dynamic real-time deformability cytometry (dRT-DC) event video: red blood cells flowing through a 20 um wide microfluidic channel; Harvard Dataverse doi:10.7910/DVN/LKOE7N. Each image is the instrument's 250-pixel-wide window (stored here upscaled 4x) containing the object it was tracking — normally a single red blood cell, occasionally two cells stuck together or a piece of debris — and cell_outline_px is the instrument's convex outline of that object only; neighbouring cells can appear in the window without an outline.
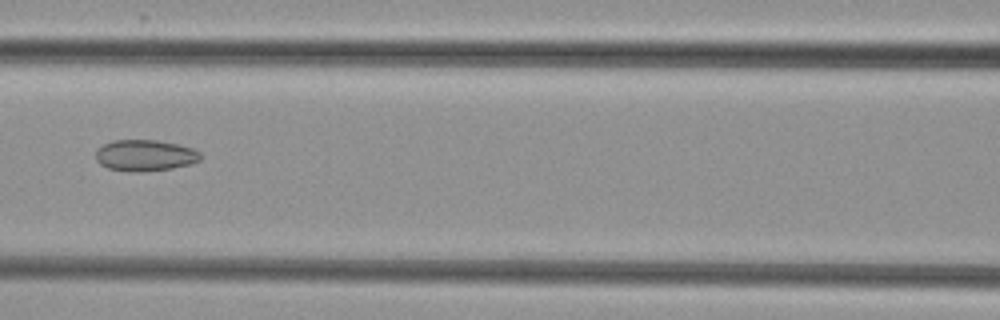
{"species": "common noctule bat (a hibernating species)", "species_latin": "Nyctalus noctula", "temperature_condition": "cold", "stored_images_in_passage": 7, "camera_frame_rate_fps": 3000, "um_per_image_px": 0.085, "animal": {"sex": "female", "body_mass_g": 29.2, "forearm_length_mm": 56.3}, "frame": {"image": 1, "passage_image": 7, "time_ms": 8.0, "image_size_px": [1000, 320], "cell_outline_px": [[204, 156], [200, 160], [192, 164], [172, 168], [140, 172], [108, 168], [100, 164], [96, 160], [96, 148], [112, 140], [156, 140], [176, 144], [192, 148], [200, 152]], "centroid_in_image_um": [12.34, 13.2], "position_along_channel_um": 154.3, "area_um2": 19.13}}